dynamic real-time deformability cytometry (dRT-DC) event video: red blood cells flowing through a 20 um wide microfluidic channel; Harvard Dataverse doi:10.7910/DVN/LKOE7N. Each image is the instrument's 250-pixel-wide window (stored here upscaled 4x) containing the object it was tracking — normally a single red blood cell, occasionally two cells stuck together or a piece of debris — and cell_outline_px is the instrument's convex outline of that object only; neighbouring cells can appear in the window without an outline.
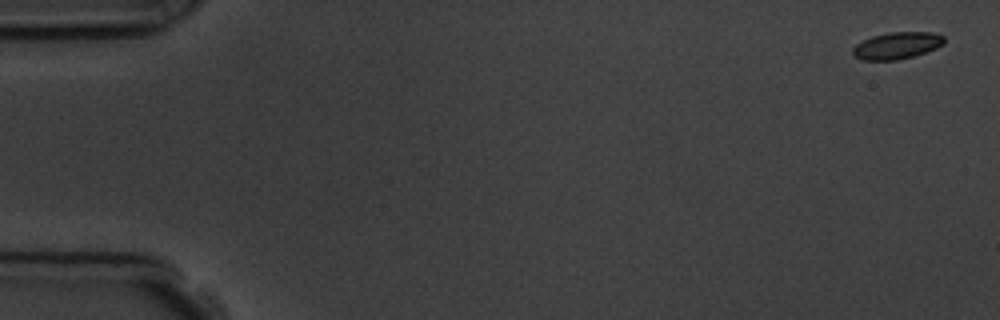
{"species": "common noctule bat (a hibernating species)", "species_latin": "Nyctalus noctula", "temperature_condition": "room temperature", "stored_images_in_passage": 6, "camera_frame_rate_fps": 3000, "um_per_image_px": 0.085, "animal": {"sex": "male", "body_mass_g": 19.5, "forearm_length_mm": 54.6}, "frame": {"image": 1, "passage_image": 1, "time_ms": 0.0, "image_size_px": [1000, 320], "cell_outline_px": [[944, 44], [936, 48], [912, 56], [896, 60], [860, 60], [852, 52], [852, 48], [856, 44], [872, 36], [888, 32], [932, 32], [944, 36]], "centroid_in_image_um": [76.23, 3.86], "position_along_channel_um": 8.8, "area_um2": 14.22}}
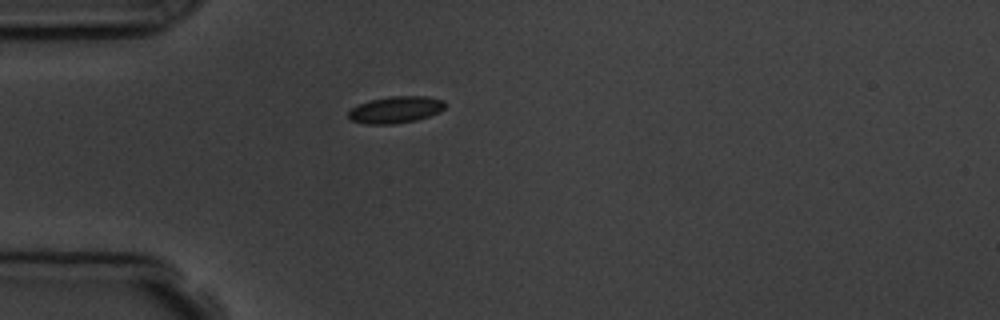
{"frame": {"image": 2, "passage_image": 5, "time_ms": 4.667, "image_size_px": [1000, 320], "cell_outline_px": [[444, 108], [440, 112], [416, 120], [392, 124], [368, 124], [352, 120], [348, 116], [348, 112], [356, 104], [368, 100], [388, 96], [428, 96], [444, 100]], "centroid_in_image_um": [33.62, 9.31], "position_along_channel_um": 51.4, "area_um2": 15.14}}